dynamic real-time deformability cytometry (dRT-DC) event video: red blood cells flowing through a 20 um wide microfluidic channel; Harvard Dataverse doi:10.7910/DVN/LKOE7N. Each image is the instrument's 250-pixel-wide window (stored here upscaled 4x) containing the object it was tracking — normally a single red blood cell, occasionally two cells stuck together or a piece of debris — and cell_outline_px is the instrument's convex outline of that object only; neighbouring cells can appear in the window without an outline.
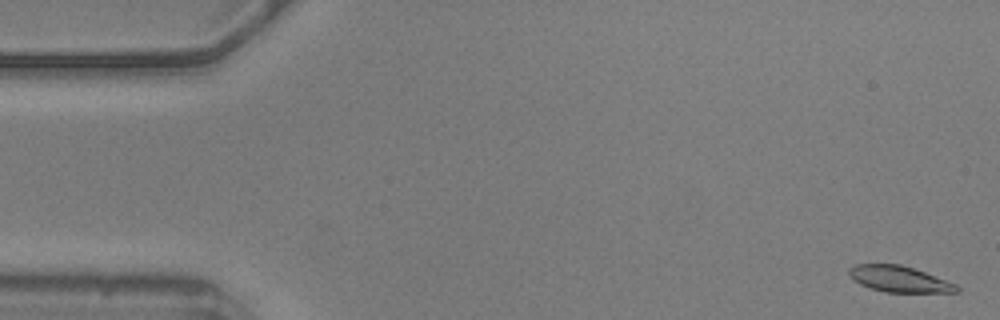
{"species": "common noctule bat (a hibernating species)", "species_latin": "Nyctalus noctula", "temperature_condition": "warm", "stored_images_in_passage": 58, "camera_frame_rate_fps": 3000, "um_per_image_px": 0.085, "animal": {"sex": "male", "body_mass_g": 20.5, "forearm_length_mm": 52.5}, "frame": {"image": 1, "passage_image": 2, "time_ms": 0.333, "image_size_px": [1000, 320], "cell_outline_px": [[960, 292], [884, 292], [860, 284], [848, 272], [848, 268], [856, 264], [900, 264], [924, 272], [956, 284], [960, 288]], "centroid_in_image_um": [76.45, 23.72], "position_along_channel_um": 8.6, "area_um2": 16.07}}
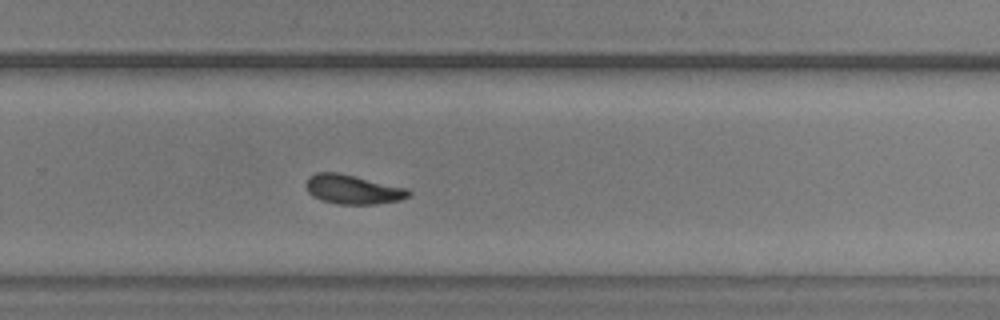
{"frame": {"image": 2, "passage_image": 37, "time_ms": 12.0, "image_size_px": [1000, 320], "cell_outline_px": [[412, 192], [408, 196], [400, 200], [376, 204], [336, 204], [320, 200], [312, 196], [308, 192], [304, 184], [308, 176], [316, 172], [340, 172], [408, 188]], "centroid_in_image_um": [29.96, 16.09], "position_along_channel_um": 299.8, "area_um2": 17.86}}
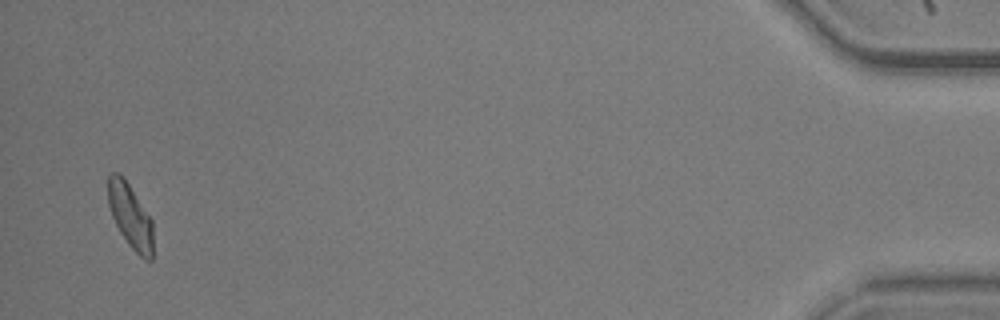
{"frame": {"image": 3, "passage_image": 55, "time_ms": 18.0, "image_size_px": [1000, 320], "cell_outline_px": [[152, 260], [144, 260], [128, 244], [120, 232], [112, 216], [108, 204], [108, 176], [112, 172], [116, 172], [128, 184], [152, 220]], "centroid_in_image_um": [11.07, 18.39], "position_along_channel_um": 424.1, "area_um2": 16.47}, "authors_computed_cell_mechanics": {"area_um2": 17.2822, "velocity_mm_per_s": 3.5766, "shape_relaxation_time_tau1_ms": 3.4969, "shape_relaxation_time_tau2_ms": 2.6336, "deformation_change_tau1": 0.1364, "deformation_change_tau2": 0.0788}}